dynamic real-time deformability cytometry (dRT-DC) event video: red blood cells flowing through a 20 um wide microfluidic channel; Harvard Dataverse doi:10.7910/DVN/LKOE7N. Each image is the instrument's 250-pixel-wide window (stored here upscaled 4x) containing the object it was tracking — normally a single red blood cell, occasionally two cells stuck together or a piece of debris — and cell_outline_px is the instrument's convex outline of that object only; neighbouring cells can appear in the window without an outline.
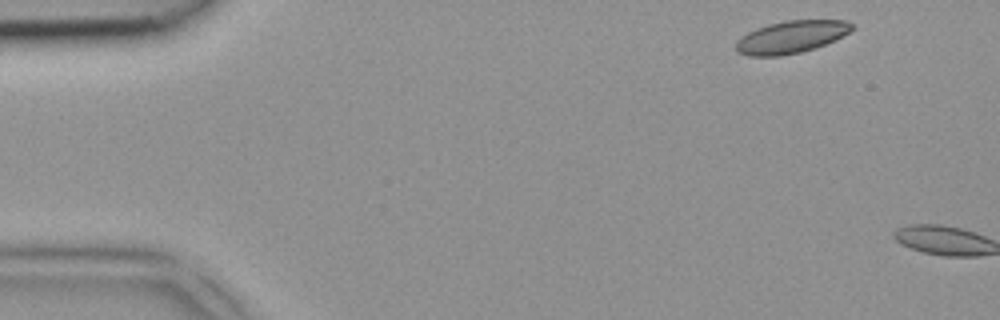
{"species": "common noctule bat (a hibernating species)", "species_latin": "Nyctalus noctula", "temperature_condition": "room temperature", "stored_images_in_passage": 2, "camera_frame_rate_fps": 3000, "um_per_image_px": 0.085, "animal": {"sex": "female", "body_mass_g": 18.4}, "frame": {"image": 1, "passage_image": 1, "time_ms": 0.0, "image_size_px": [1000, 320], "cell_outline_px": [[856, 28], [836, 40], [816, 48], [800, 52], [780, 56], [748, 56], [736, 52], [736, 40], [740, 36], [756, 28], [768, 24], [784, 20], [848, 20]], "centroid_in_image_um": [67.25, 3.14], "position_along_channel_um": 17.7, "area_um2": 22.25}}